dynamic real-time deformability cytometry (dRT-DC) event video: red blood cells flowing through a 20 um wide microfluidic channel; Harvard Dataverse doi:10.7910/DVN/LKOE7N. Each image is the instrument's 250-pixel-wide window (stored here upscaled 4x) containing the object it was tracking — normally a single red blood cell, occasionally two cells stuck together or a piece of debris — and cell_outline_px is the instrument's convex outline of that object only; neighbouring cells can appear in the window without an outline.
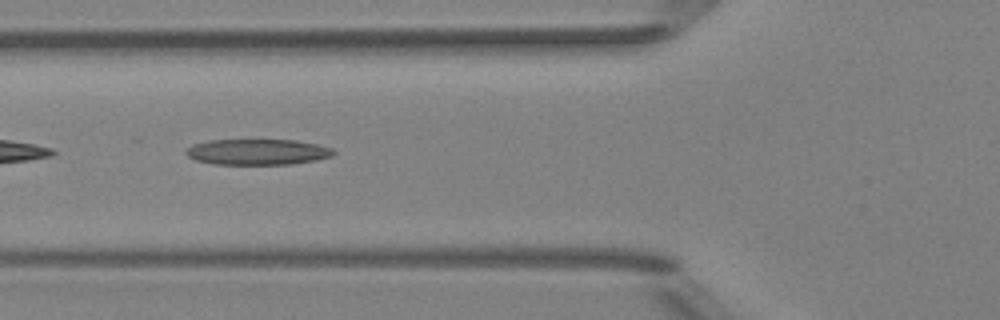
{"species": "Egyptian fruit bat (a non-hibernating species)", "species_latin": "Rousettus aegyptiacus", "temperature_condition": "room temperature", "stored_images_in_passage": 8, "camera_frame_rate_fps": 3000, "um_per_image_px": 0.085, "animal": {"sex": "female"}, "frame": {"image": 1, "passage_image": 6, "time_ms": 5.667, "image_size_px": [1000, 320], "cell_outline_px": [[336, 152], [332, 156], [316, 160], [292, 164], [212, 164], [196, 160], [188, 156], [184, 152], [184, 148], [192, 144], [208, 140], [296, 140], [316, 144], [332, 148]], "centroid_in_image_um": [21.85, 12.91], "position_along_channel_um": 103.9, "area_um2": 22.31}}
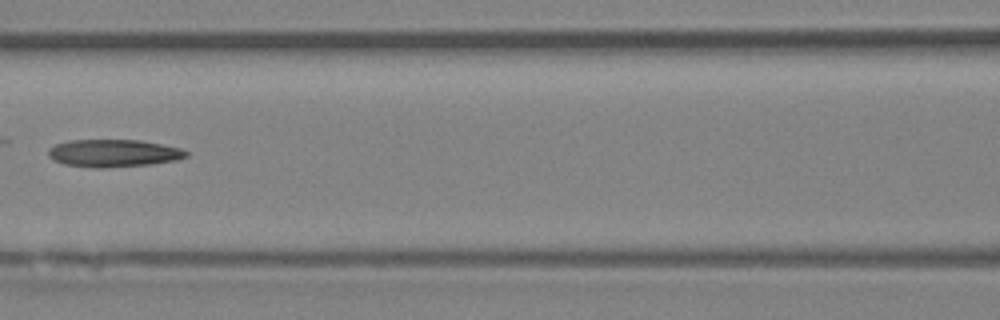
{"frame": {"image": 2, "passage_image": 7, "time_ms": 7.0, "image_size_px": [1000, 320], "cell_outline_px": [[188, 156], [176, 160], [152, 164], [100, 168], [96, 168], [64, 164], [48, 156], [48, 148], [56, 144], [68, 140], [140, 140], [180, 148], [188, 152]], "centroid_in_image_um": [9.64, 13.02], "position_along_channel_um": 157.0, "area_um2": 22.02}}
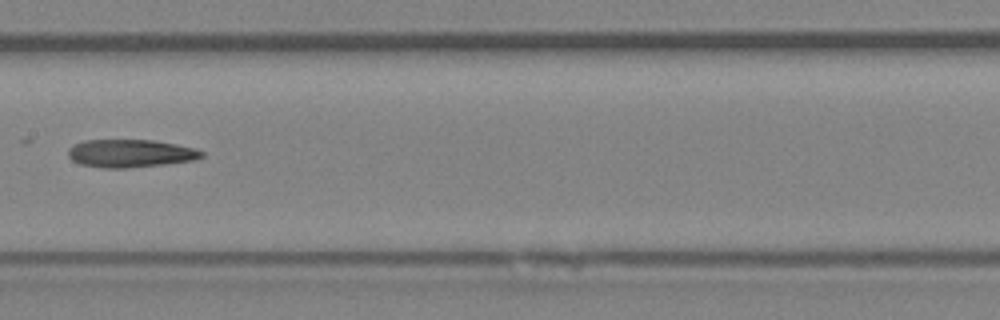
{"frame": {"image": 3, "passage_image": 8, "time_ms": 8.0, "image_size_px": [1000, 320], "cell_outline_px": [[204, 156], [196, 160], [164, 164], [128, 168], [100, 168], [80, 164], [72, 160], [68, 156], [68, 148], [84, 140], [152, 140], [176, 144], [196, 148], [204, 152]], "centroid_in_image_um": [11.1, 13.04], "position_along_channel_um": 196.3, "area_um2": 21.85}}